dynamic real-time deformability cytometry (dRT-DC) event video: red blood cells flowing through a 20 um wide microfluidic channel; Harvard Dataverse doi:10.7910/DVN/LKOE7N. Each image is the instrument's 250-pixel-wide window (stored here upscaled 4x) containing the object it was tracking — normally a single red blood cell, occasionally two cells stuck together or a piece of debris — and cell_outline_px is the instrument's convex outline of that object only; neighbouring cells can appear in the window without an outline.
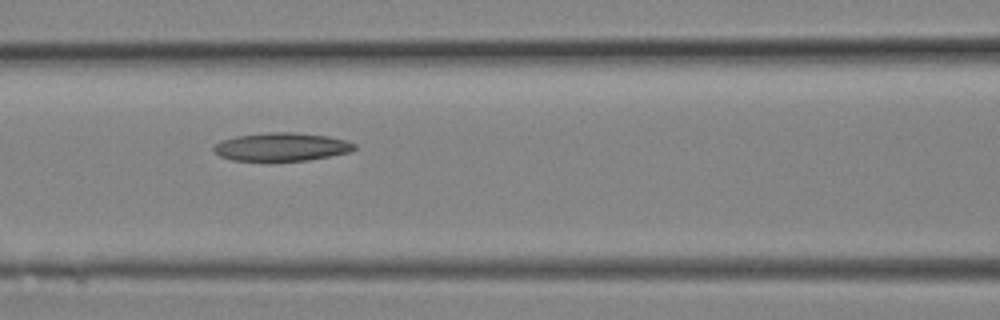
{"species": "Egyptian fruit bat (a non-hibernating species)", "species_latin": "Rousettus aegyptiacus", "temperature_condition": "room temperature", "stored_images_in_passage": 10, "camera_frame_rate_fps": 3000, "um_per_image_px": 0.085, "animal": {"sex": "female"}, "frame": {"image": 1, "passage_image": 9, "time_ms": 2.667, "image_size_px": [1000, 320], "cell_outline_px": [[356, 148], [352, 152], [308, 160], [232, 160], [220, 156], [212, 148], [220, 140], [236, 136], [268, 132], [292, 132], [328, 136], [348, 140], [356, 144]], "centroid_in_image_um": [23.97, 12.47], "position_along_channel_um": 142.6, "area_um2": 23.12}}
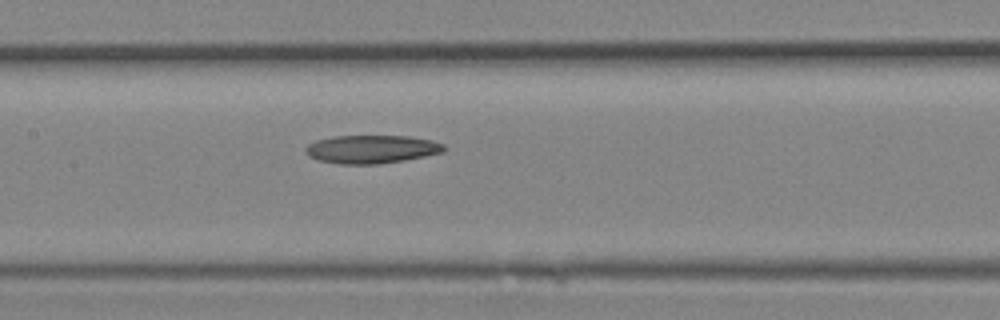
{"frame": {"image": 2, "passage_image": 10, "time_ms": 3.0, "image_size_px": [1000, 320], "cell_outline_px": [[448, 148], [444, 152], [404, 160], [380, 164], [340, 164], [320, 160], [308, 156], [304, 152], [304, 148], [308, 144], [316, 140], [332, 136], [408, 136], [432, 140], [444, 144]], "centroid_in_image_um": [31.59, 12.68], "position_along_channel_um": 175.8, "area_um2": 22.95}}